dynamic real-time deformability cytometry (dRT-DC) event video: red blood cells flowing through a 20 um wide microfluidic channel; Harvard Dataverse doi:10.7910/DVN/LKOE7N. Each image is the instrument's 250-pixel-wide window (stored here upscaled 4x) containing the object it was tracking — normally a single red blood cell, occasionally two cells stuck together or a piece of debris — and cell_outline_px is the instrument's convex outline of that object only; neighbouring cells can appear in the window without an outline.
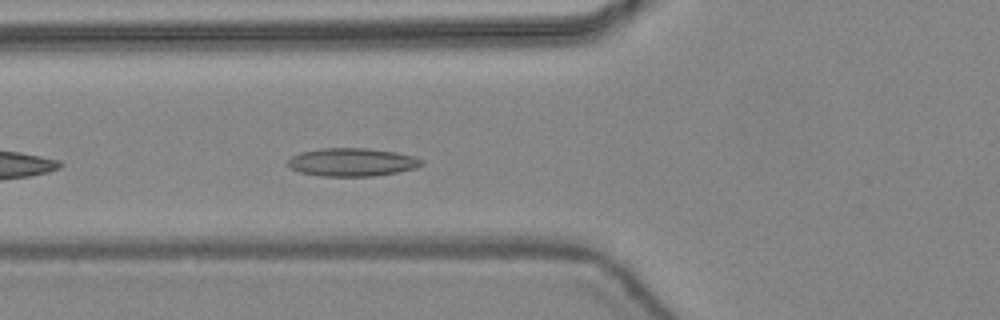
{"species": "common noctule bat (a hibernating species)", "species_latin": "Nyctalus noctula", "temperature_condition": "warm", "stored_images_in_passage": 33, "camera_frame_rate_fps": 3000, "um_per_image_px": 0.085, "animal": {"sex": "female", "body_mass_g": 24.6, "forearm_length_mm": 56.2}, "frame": {"image": 1, "passage_image": 4, "time_ms": 1.0, "image_size_px": [1000, 320], "cell_outline_px": [[424, 164], [416, 168], [400, 172], [372, 176], [320, 176], [300, 172], [288, 168], [288, 160], [292, 156], [300, 152], [320, 148], [368, 148], [396, 152], [416, 156], [424, 160]], "centroid_in_image_um": [29.95, 13.78], "position_along_channel_um": 95.8, "area_um2": 22.25}}
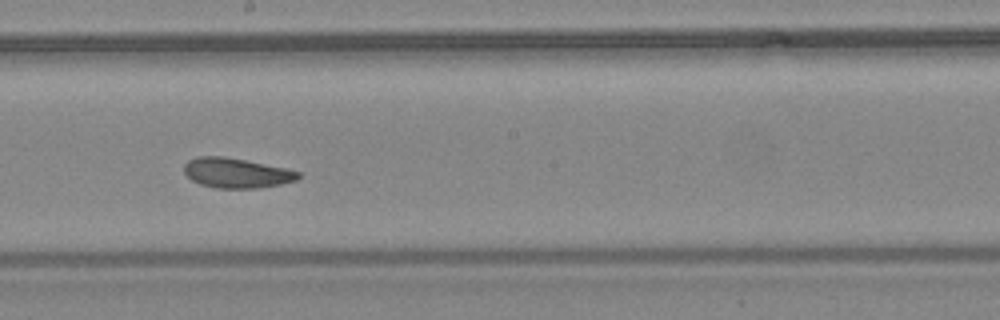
{"frame": {"image": 2, "passage_image": 13, "time_ms": 4.0, "image_size_px": [1000, 320], "cell_outline_px": [[300, 176], [296, 180], [280, 184], [260, 188], [216, 188], [200, 184], [192, 180], [184, 172], [184, 164], [188, 160], [196, 156], [224, 156], [284, 168], [300, 172]], "centroid_in_image_um": [20.06, 14.7], "position_along_channel_um": 228.1, "area_um2": 19.77}}
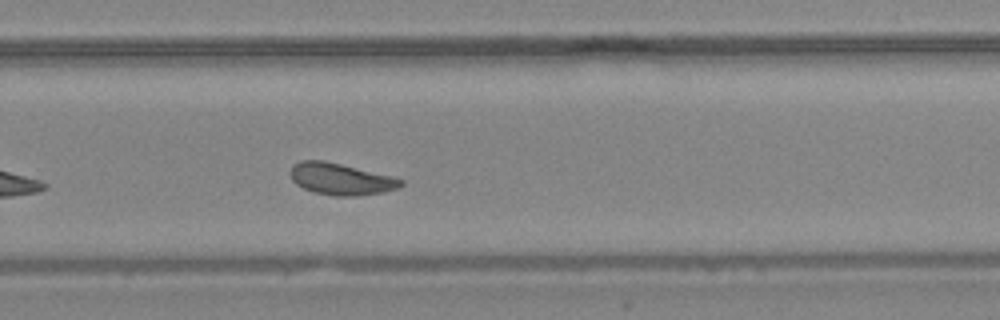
{"frame": {"image": 3, "passage_image": 18, "time_ms": 5.667, "image_size_px": [1000, 320], "cell_outline_px": [[404, 184], [396, 188], [380, 192], [356, 196], [336, 196], [316, 192], [304, 188], [296, 184], [292, 180], [288, 172], [292, 164], [300, 160], [324, 160], [392, 176], [404, 180]], "centroid_in_image_um": [28.92, 15.2], "position_along_channel_um": 300.9, "area_um2": 20.35}, "authors_computed_cell_mechanics": {"area_um2": 20.519, "velocity_mm_per_s": 4.3889, "shape_relaxation_time_tau1_ms": 4.2189, "shape_relaxation_time_tau2_ms": 2.5398, "deformation_change_tau1": 0.0965, "deformation_change_tau2": 0.0869}}